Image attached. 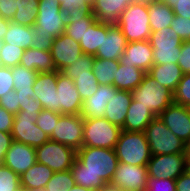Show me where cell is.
<instances>
[{
    "mask_svg": "<svg viewBox=\"0 0 190 191\" xmlns=\"http://www.w3.org/2000/svg\"><path fill=\"white\" fill-rule=\"evenodd\" d=\"M118 164L115 149L82 146L70 171L76 185L98 191L111 181Z\"/></svg>",
    "mask_w": 190,
    "mask_h": 191,
    "instance_id": "1",
    "label": "cell"
},
{
    "mask_svg": "<svg viewBox=\"0 0 190 191\" xmlns=\"http://www.w3.org/2000/svg\"><path fill=\"white\" fill-rule=\"evenodd\" d=\"M117 26L127 42L149 40L152 31L148 3L130 2L121 13Z\"/></svg>",
    "mask_w": 190,
    "mask_h": 191,
    "instance_id": "2",
    "label": "cell"
},
{
    "mask_svg": "<svg viewBox=\"0 0 190 191\" xmlns=\"http://www.w3.org/2000/svg\"><path fill=\"white\" fill-rule=\"evenodd\" d=\"M119 162L147 166L151 152L145 132L122 130L115 146Z\"/></svg>",
    "mask_w": 190,
    "mask_h": 191,
    "instance_id": "3",
    "label": "cell"
},
{
    "mask_svg": "<svg viewBox=\"0 0 190 191\" xmlns=\"http://www.w3.org/2000/svg\"><path fill=\"white\" fill-rule=\"evenodd\" d=\"M132 99L159 116L173 103V93L155 81L148 73L142 78L139 86L131 91Z\"/></svg>",
    "mask_w": 190,
    "mask_h": 191,
    "instance_id": "4",
    "label": "cell"
},
{
    "mask_svg": "<svg viewBox=\"0 0 190 191\" xmlns=\"http://www.w3.org/2000/svg\"><path fill=\"white\" fill-rule=\"evenodd\" d=\"M144 132L151 155L186 153V143L173 134L158 116Z\"/></svg>",
    "mask_w": 190,
    "mask_h": 191,
    "instance_id": "5",
    "label": "cell"
},
{
    "mask_svg": "<svg viewBox=\"0 0 190 191\" xmlns=\"http://www.w3.org/2000/svg\"><path fill=\"white\" fill-rule=\"evenodd\" d=\"M121 131L104 117L84 119L83 146L115 149Z\"/></svg>",
    "mask_w": 190,
    "mask_h": 191,
    "instance_id": "6",
    "label": "cell"
},
{
    "mask_svg": "<svg viewBox=\"0 0 190 191\" xmlns=\"http://www.w3.org/2000/svg\"><path fill=\"white\" fill-rule=\"evenodd\" d=\"M149 42L153 48L154 65L178 63L183 41L171 26L152 32Z\"/></svg>",
    "mask_w": 190,
    "mask_h": 191,
    "instance_id": "7",
    "label": "cell"
},
{
    "mask_svg": "<svg viewBox=\"0 0 190 191\" xmlns=\"http://www.w3.org/2000/svg\"><path fill=\"white\" fill-rule=\"evenodd\" d=\"M35 149L37 162L48 166L54 172L70 170L76 159V151L73 148L51 140Z\"/></svg>",
    "mask_w": 190,
    "mask_h": 191,
    "instance_id": "8",
    "label": "cell"
},
{
    "mask_svg": "<svg viewBox=\"0 0 190 191\" xmlns=\"http://www.w3.org/2000/svg\"><path fill=\"white\" fill-rule=\"evenodd\" d=\"M38 115L39 113L29 114L26 111H19L15 114L11 130L13 140L34 148L49 141V135L35 124Z\"/></svg>",
    "mask_w": 190,
    "mask_h": 191,
    "instance_id": "9",
    "label": "cell"
},
{
    "mask_svg": "<svg viewBox=\"0 0 190 191\" xmlns=\"http://www.w3.org/2000/svg\"><path fill=\"white\" fill-rule=\"evenodd\" d=\"M83 131L84 119L81 115L62 114L49 137L51 141L78 151L83 146Z\"/></svg>",
    "mask_w": 190,
    "mask_h": 191,
    "instance_id": "10",
    "label": "cell"
},
{
    "mask_svg": "<svg viewBox=\"0 0 190 191\" xmlns=\"http://www.w3.org/2000/svg\"><path fill=\"white\" fill-rule=\"evenodd\" d=\"M38 31L50 33L54 38L63 34L66 20L57 0H39L38 14L33 26Z\"/></svg>",
    "mask_w": 190,
    "mask_h": 191,
    "instance_id": "11",
    "label": "cell"
},
{
    "mask_svg": "<svg viewBox=\"0 0 190 191\" xmlns=\"http://www.w3.org/2000/svg\"><path fill=\"white\" fill-rule=\"evenodd\" d=\"M186 153L151 155L148 178L176 180L185 172Z\"/></svg>",
    "mask_w": 190,
    "mask_h": 191,
    "instance_id": "12",
    "label": "cell"
},
{
    "mask_svg": "<svg viewBox=\"0 0 190 191\" xmlns=\"http://www.w3.org/2000/svg\"><path fill=\"white\" fill-rule=\"evenodd\" d=\"M83 100L75 87V82L57 71V113L80 115Z\"/></svg>",
    "mask_w": 190,
    "mask_h": 191,
    "instance_id": "13",
    "label": "cell"
},
{
    "mask_svg": "<svg viewBox=\"0 0 190 191\" xmlns=\"http://www.w3.org/2000/svg\"><path fill=\"white\" fill-rule=\"evenodd\" d=\"M123 191H144L147 188V166H137L119 162L111 179Z\"/></svg>",
    "mask_w": 190,
    "mask_h": 191,
    "instance_id": "14",
    "label": "cell"
},
{
    "mask_svg": "<svg viewBox=\"0 0 190 191\" xmlns=\"http://www.w3.org/2000/svg\"><path fill=\"white\" fill-rule=\"evenodd\" d=\"M158 117L183 142L190 141V107L173 102Z\"/></svg>",
    "mask_w": 190,
    "mask_h": 191,
    "instance_id": "15",
    "label": "cell"
},
{
    "mask_svg": "<svg viewBox=\"0 0 190 191\" xmlns=\"http://www.w3.org/2000/svg\"><path fill=\"white\" fill-rule=\"evenodd\" d=\"M50 52L56 66V71L59 72L72 65L84 54L79 42L64 33L54 38Z\"/></svg>",
    "mask_w": 190,
    "mask_h": 191,
    "instance_id": "16",
    "label": "cell"
},
{
    "mask_svg": "<svg viewBox=\"0 0 190 191\" xmlns=\"http://www.w3.org/2000/svg\"><path fill=\"white\" fill-rule=\"evenodd\" d=\"M33 90L43 109L57 113V71L38 73Z\"/></svg>",
    "mask_w": 190,
    "mask_h": 191,
    "instance_id": "17",
    "label": "cell"
},
{
    "mask_svg": "<svg viewBox=\"0 0 190 191\" xmlns=\"http://www.w3.org/2000/svg\"><path fill=\"white\" fill-rule=\"evenodd\" d=\"M36 162V149L34 147L13 140L2 164L20 176Z\"/></svg>",
    "mask_w": 190,
    "mask_h": 191,
    "instance_id": "18",
    "label": "cell"
},
{
    "mask_svg": "<svg viewBox=\"0 0 190 191\" xmlns=\"http://www.w3.org/2000/svg\"><path fill=\"white\" fill-rule=\"evenodd\" d=\"M120 64L134 66L148 72L154 65L153 48L149 40L127 42Z\"/></svg>",
    "mask_w": 190,
    "mask_h": 191,
    "instance_id": "19",
    "label": "cell"
},
{
    "mask_svg": "<svg viewBox=\"0 0 190 191\" xmlns=\"http://www.w3.org/2000/svg\"><path fill=\"white\" fill-rule=\"evenodd\" d=\"M127 45L126 37L117 25L107 24V34H102L101 47L94 55L95 58L119 60Z\"/></svg>",
    "mask_w": 190,
    "mask_h": 191,
    "instance_id": "20",
    "label": "cell"
},
{
    "mask_svg": "<svg viewBox=\"0 0 190 191\" xmlns=\"http://www.w3.org/2000/svg\"><path fill=\"white\" fill-rule=\"evenodd\" d=\"M117 90L113 85H99L97 91L83 101L80 114L83 119L104 117L107 103Z\"/></svg>",
    "mask_w": 190,
    "mask_h": 191,
    "instance_id": "21",
    "label": "cell"
},
{
    "mask_svg": "<svg viewBox=\"0 0 190 191\" xmlns=\"http://www.w3.org/2000/svg\"><path fill=\"white\" fill-rule=\"evenodd\" d=\"M132 0H94L92 14L104 24L117 25L123 10Z\"/></svg>",
    "mask_w": 190,
    "mask_h": 191,
    "instance_id": "22",
    "label": "cell"
},
{
    "mask_svg": "<svg viewBox=\"0 0 190 191\" xmlns=\"http://www.w3.org/2000/svg\"><path fill=\"white\" fill-rule=\"evenodd\" d=\"M131 101V91L117 90L116 93H112L105 109L104 118L122 128Z\"/></svg>",
    "mask_w": 190,
    "mask_h": 191,
    "instance_id": "23",
    "label": "cell"
},
{
    "mask_svg": "<svg viewBox=\"0 0 190 191\" xmlns=\"http://www.w3.org/2000/svg\"><path fill=\"white\" fill-rule=\"evenodd\" d=\"M155 117L157 116L149 107L140 105L139 102L132 99L122 130L144 132Z\"/></svg>",
    "mask_w": 190,
    "mask_h": 191,
    "instance_id": "24",
    "label": "cell"
},
{
    "mask_svg": "<svg viewBox=\"0 0 190 191\" xmlns=\"http://www.w3.org/2000/svg\"><path fill=\"white\" fill-rule=\"evenodd\" d=\"M54 171L48 166L36 162L33 166L28 168L22 175H20L21 189L25 191L36 190L38 188H45L50 181Z\"/></svg>",
    "mask_w": 190,
    "mask_h": 191,
    "instance_id": "25",
    "label": "cell"
},
{
    "mask_svg": "<svg viewBox=\"0 0 190 191\" xmlns=\"http://www.w3.org/2000/svg\"><path fill=\"white\" fill-rule=\"evenodd\" d=\"M163 87L175 92L178 83L182 79L183 73L178 64L167 63L161 65H153L147 72Z\"/></svg>",
    "mask_w": 190,
    "mask_h": 191,
    "instance_id": "26",
    "label": "cell"
},
{
    "mask_svg": "<svg viewBox=\"0 0 190 191\" xmlns=\"http://www.w3.org/2000/svg\"><path fill=\"white\" fill-rule=\"evenodd\" d=\"M20 65L38 73L56 71L50 51H40L31 47L24 51Z\"/></svg>",
    "mask_w": 190,
    "mask_h": 191,
    "instance_id": "27",
    "label": "cell"
},
{
    "mask_svg": "<svg viewBox=\"0 0 190 191\" xmlns=\"http://www.w3.org/2000/svg\"><path fill=\"white\" fill-rule=\"evenodd\" d=\"M145 73L142 69L129 66V64H119L113 86L118 90L132 91L139 86Z\"/></svg>",
    "mask_w": 190,
    "mask_h": 191,
    "instance_id": "28",
    "label": "cell"
},
{
    "mask_svg": "<svg viewBox=\"0 0 190 191\" xmlns=\"http://www.w3.org/2000/svg\"><path fill=\"white\" fill-rule=\"evenodd\" d=\"M11 72L14 78V90L16 93L23 97L35 98L33 85L38 72L35 70H29L20 64L15 67H11Z\"/></svg>",
    "mask_w": 190,
    "mask_h": 191,
    "instance_id": "29",
    "label": "cell"
},
{
    "mask_svg": "<svg viewBox=\"0 0 190 191\" xmlns=\"http://www.w3.org/2000/svg\"><path fill=\"white\" fill-rule=\"evenodd\" d=\"M149 8V18H150V28L151 31H159L168 26H171L175 14L172 8H169L166 4L162 3L160 0L150 2L148 4Z\"/></svg>",
    "mask_w": 190,
    "mask_h": 191,
    "instance_id": "30",
    "label": "cell"
},
{
    "mask_svg": "<svg viewBox=\"0 0 190 191\" xmlns=\"http://www.w3.org/2000/svg\"><path fill=\"white\" fill-rule=\"evenodd\" d=\"M102 34H107V24L99 22L97 19L88 27L79 42L84 54L95 55L101 47Z\"/></svg>",
    "mask_w": 190,
    "mask_h": 191,
    "instance_id": "31",
    "label": "cell"
},
{
    "mask_svg": "<svg viewBox=\"0 0 190 191\" xmlns=\"http://www.w3.org/2000/svg\"><path fill=\"white\" fill-rule=\"evenodd\" d=\"M32 27L20 25L10 21L4 43H8L23 49H29L32 42Z\"/></svg>",
    "mask_w": 190,
    "mask_h": 191,
    "instance_id": "32",
    "label": "cell"
},
{
    "mask_svg": "<svg viewBox=\"0 0 190 191\" xmlns=\"http://www.w3.org/2000/svg\"><path fill=\"white\" fill-rule=\"evenodd\" d=\"M119 60H107L95 58L92 72L99 85H113Z\"/></svg>",
    "mask_w": 190,
    "mask_h": 191,
    "instance_id": "33",
    "label": "cell"
},
{
    "mask_svg": "<svg viewBox=\"0 0 190 191\" xmlns=\"http://www.w3.org/2000/svg\"><path fill=\"white\" fill-rule=\"evenodd\" d=\"M39 0H17V11L12 22L33 27L38 14Z\"/></svg>",
    "mask_w": 190,
    "mask_h": 191,
    "instance_id": "34",
    "label": "cell"
},
{
    "mask_svg": "<svg viewBox=\"0 0 190 191\" xmlns=\"http://www.w3.org/2000/svg\"><path fill=\"white\" fill-rule=\"evenodd\" d=\"M65 15L66 24L86 18L91 12V7L84 5L80 0H57Z\"/></svg>",
    "mask_w": 190,
    "mask_h": 191,
    "instance_id": "35",
    "label": "cell"
},
{
    "mask_svg": "<svg viewBox=\"0 0 190 191\" xmlns=\"http://www.w3.org/2000/svg\"><path fill=\"white\" fill-rule=\"evenodd\" d=\"M94 55L83 54L72 65H69L61 71L65 76L75 81L76 75L93 74Z\"/></svg>",
    "mask_w": 190,
    "mask_h": 191,
    "instance_id": "36",
    "label": "cell"
},
{
    "mask_svg": "<svg viewBox=\"0 0 190 191\" xmlns=\"http://www.w3.org/2000/svg\"><path fill=\"white\" fill-rule=\"evenodd\" d=\"M75 180L71 174V171L54 172L50 181L46 184L45 189L47 191H69V189L75 186Z\"/></svg>",
    "mask_w": 190,
    "mask_h": 191,
    "instance_id": "37",
    "label": "cell"
},
{
    "mask_svg": "<svg viewBox=\"0 0 190 191\" xmlns=\"http://www.w3.org/2000/svg\"><path fill=\"white\" fill-rule=\"evenodd\" d=\"M25 49L8 43H4L0 48V59L3 66L11 68L19 65Z\"/></svg>",
    "mask_w": 190,
    "mask_h": 191,
    "instance_id": "38",
    "label": "cell"
},
{
    "mask_svg": "<svg viewBox=\"0 0 190 191\" xmlns=\"http://www.w3.org/2000/svg\"><path fill=\"white\" fill-rule=\"evenodd\" d=\"M74 82L83 101L92 96L99 87L94 74L76 75Z\"/></svg>",
    "mask_w": 190,
    "mask_h": 191,
    "instance_id": "39",
    "label": "cell"
},
{
    "mask_svg": "<svg viewBox=\"0 0 190 191\" xmlns=\"http://www.w3.org/2000/svg\"><path fill=\"white\" fill-rule=\"evenodd\" d=\"M20 176L0 163V191H20Z\"/></svg>",
    "mask_w": 190,
    "mask_h": 191,
    "instance_id": "40",
    "label": "cell"
},
{
    "mask_svg": "<svg viewBox=\"0 0 190 191\" xmlns=\"http://www.w3.org/2000/svg\"><path fill=\"white\" fill-rule=\"evenodd\" d=\"M96 20V17L92 12L86 17L79 21L73 22L71 24H66L64 34L73 38L75 41L80 42L83 35L88 30V27Z\"/></svg>",
    "mask_w": 190,
    "mask_h": 191,
    "instance_id": "41",
    "label": "cell"
},
{
    "mask_svg": "<svg viewBox=\"0 0 190 191\" xmlns=\"http://www.w3.org/2000/svg\"><path fill=\"white\" fill-rule=\"evenodd\" d=\"M173 102L178 105L190 107V74H183L173 93Z\"/></svg>",
    "mask_w": 190,
    "mask_h": 191,
    "instance_id": "42",
    "label": "cell"
},
{
    "mask_svg": "<svg viewBox=\"0 0 190 191\" xmlns=\"http://www.w3.org/2000/svg\"><path fill=\"white\" fill-rule=\"evenodd\" d=\"M61 115L62 114L43 109L39 113L35 124L50 136Z\"/></svg>",
    "mask_w": 190,
    "mask_h": 191,
    "instance_id": "43",
    "label": "cell"
},
{
    "mask_svg": "<svg viewBox=\"0 0 190 191\" xmlns=\"http://www.w3.org/2000/svg\"><path fill=\"white\" fill-rule=\"evenodd\" d=\"M32 42L31 48L37 50L50 51L51 46L53 45L54 37L50 33L45 31H38L32 27Z\"/></svg>",
    "mask_w": 190,
    "mask_h": 191,
    "instance_id": "44",
    "label": "cell"
},
{
    "mask_svg": "<svg viewBox=\"0 0 190 191\" xmlns=\"http://www.w3.org/2000/svg\"><path fill=\"white\" fill-rule=\"evenodd\" d=\"M171 28L182 41H190V19L175 15Z\"/></svg>",
    "mask_w": 190,
    "mask_h": 191,
    "instance_id": "45",
    "label": "cell"
},
{
    "mask_svg": "<svg viewBox=\"0 0 190 191\" xmlns=\"http://www.w3.org/2000/svg\"><path fill=\"white\" fill-rule=\"evenodd\" d=\"M19 101L20 95L12 90L7 92L5 96L0 97V106L15 115L20 111Z\"/></svg>",
    "mask_w": 190,
    "mask_h": 191,
    "instance_id": "46",
    "label": "cell"
},
{
    "mask_svg": "<svg viewBox=\"0 0 190 191\" xmlns=\"http://www.w3.org/2000/svg\"><path fill=\"white\" fill-rule=\"evenodd\" d=\"M144 191H176L175 180L148 178L147 188Z\"/></svg>",
    "mask_w": 190,
    "mask_h": 191,
    "instance_id": "47",
    "label": "cell"
},
{
    "mask_svg": "<svg viewBox=\"0 0 190 191\" xmlns=\"http://www.w3.org/2000/svg\"><path fill=\"white\" fill-rule=\"evenodd\" d=\"M160 1L166 4L169 8H172L175 15L190 19V0H160Z\"/></svg>",
    "mask_w": 190,
    "mask_h": 191,
    "instance_id": "48",
    "label": "cell"
},
{
    "mask_svg": "<svg viewBox=\"0 0 190 191\" xmlns=\"http://www.w3.org/2000/svg\"><path fill=\"white\" fill-rule=\"evenodd\" d=\"M12 90H14V78L11 68L3 66L0 68V97Z\"/></svg>",
    "mask_w": 190,
    "mask_h": 191,
    "instance_id": "49",
    "label": "cell"
},
{
    "mask_svg": "<svg viewBox=\"0 0 190 191\" xmlns=\"http://www.w3.org/2000/svg\"><path fill=\"white\" fill-rule=\"evenodd\" d=\"M177 64L181 68L183 74H190V41L182 42L181 53Z\"/></svg>",
    "mask_w": 190,
    "mask_h": 191,
    "instance_id": "50",
    "label": "cell"
},
{
    "mask_svg": "<svg viewBox=\"0 0 190 191\" xmlns=\"http://www.w3.org/2000/svg\"><path fill=\"white\" fill-rule=\"evenodd\" d=\"M19 106L20 111H26L29 114L40 113L43 110L39 101L33 97L20 96Z\"/></svg>",
    "mask_w": 190,
    "mask_h": 191,
    "instance_id": "51",
    "label": "cell"
},
{
    "mask_svg": "<svg viewBox=\"0 0 190 191\" xmlns=\"http://www.w3.org/2000/svg\"><path fill=\"white\" fill-rule=\"evenodd\" d=\"M17 11V0H0V18L12 21Z\"/></svg>",
    "mask_w": 190,
    "mask_h": 191,
    "instance_id": "52",
    "label": "cell"
},
{
    "mask_svg": "<svg viewBox=\"0 0 190 191\" xmlns=\"http://www.w3.org/2000/svg\"><path fill=\"white\" fill-rule=\"evenodd\" d=\"M14 114L0 106V131L11 133Z\"/></svg>",
    "mask_w": 190,
    "mask_h": 191,
    "instance_id": "53",
    "label": "cell"
},
{
    "mask_svg": "<svg viewBox=\"0 0 190 191\" xmlns=\"http://www.w3.org/2000/svg\"><path fill=\"white\" fill-rule=\"evenodd\" d=\"M13 137L11 133L0 131V163L3 162L5 154L11 146Z\"/></svg>",
    "mask_w": 190,
    "mask_h": 191,
    "instance_id": "54",
    "label": "cell"
},
{
    "mask_svg": "<svg viewBox=\"0 0 190 191\" xmlns=\"http://www.w3.org/2000/svg\"><path fill=\"white\" fill-rule=\"evenodd\" d=\"M176 191H190V176L185 172L182 173L176 180Z\"/></svg>",
    "mask_w": 190,
    "mask_h": 191,
    "instance_id": "55",
    "label": "cell"
},
{
    "mask_svg": "<svg viewBox=\"0 0 190 191\" xmlns=\"http://www.w3.org/2000/svg\"><path fill=\"white\" fill-rule=\"evenodd\" d=\"M10 21L0 18V48L3 45V38L7 33L8 27H9Z\"/></svg>",
    "mask_w": 190,
    "mask_h": 191,
    "instance_id": "56",
    "label": "cell"
},
{
    "mask_svg": "<svg viewBox=\"0 0 190 191\" xmlns=\"http://www.w3.org/2000/svg\"><path fill=\"white\" fill-rule=\"evenodd\" d=\"M98 191H123L117 184L113 182H105L103 187Z\"/></svg>",
    "mask_w": 190,
    "mask_h": 191,
    "instance_id": "57",
    "label": "cell"
},
{
    "mask_svg": "<svg viewBox=\"0 0 190 191\" xmlns=\"http://www.w3.org/2000/svg\"><path fill=\"white\" fill-rule=\"evenodd\" d=\"M69 191H95V190H92V189H89V188H85L83 186L75 185V186L71 187L69 189Z\"/></svg>",
    "mask_w": 190,
    "mask_h": 191,
    "instance_id": "58",
    "label": "cell"
},
{
    "mask_svg": "<svg viewBox=\"0 0 190 191\" xmlns=\"http://www.w3.org/2000/svg\"><path fill=\"white\" fill-rule=\"evenodd\" d=\"M185 173L190 176V157L186 158L185 162Z\"/></svg>",
    "mask_w": 190,
    "mask_h": 191,
    "instance_id": "59",
    "label": "cell"
},
{
    "mask_svg": "<svg viewBox=\"0 0 190 191\" xmlns=\"http://www.w3.org/2000/svg\"><path fill=\"white\" fill-rule=\"evenodd\" d=\"M80 2L84 5H87L89 7H92L94 0H80Z\"/></svg>",
    "mask_w": 190,
    "mask_h": 191,
    "instance_id": "60",
    "label": "cell"
},
{
    "mask_svg": "<svg viewBox=\"0 0 190 191\" xmlns=\"http://www.w3.org/2000/svg\"><path fill=\"white\" fill-rule=\"evenodd\" d=\"M153 1H156V0H132V2H139V3H150V2H153Z\"/></svg>",
    "mask_w": 190,
    "mask_h": 191,
    "instance_id": "61",
    "label": "cell"
},
{
    "mask_svg": "<svg viewBox=\"0 0 190 191\" xmlns=\"http://www.w3.org/2000/svg\"><path fill=\"white\" fill-rule=\"evenodd\" d=\"M186 156L190 157V141L186 144Z\"/></svg>",
    "mask_w": 190,
    "mask_h": 191,
    "instance_id": "62",
    "label": "cell"
},
{
    "mask_svg": "<svg viewBox=\"0 0 190 191\" xmlns=\"http://www.w3.org/2000/svg\"><path fill=\"white\" fill-rule=\"evenodd\" d=\"M30 191H47L45 188H38L36 190H30Z\"/></svg>",
    "mask_w": 190,
    "mask_h": 191,
    "instance_id": "63",
    "label": "cell"
}]
</instances>
